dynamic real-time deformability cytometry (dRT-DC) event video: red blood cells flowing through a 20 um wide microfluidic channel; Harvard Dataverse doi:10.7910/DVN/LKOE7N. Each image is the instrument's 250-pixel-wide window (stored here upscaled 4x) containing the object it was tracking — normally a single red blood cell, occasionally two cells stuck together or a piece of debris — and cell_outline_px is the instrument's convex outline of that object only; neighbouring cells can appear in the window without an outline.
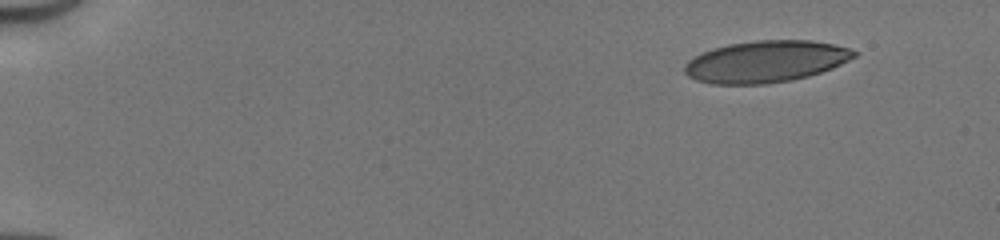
{"species": "human", "species_latin": "Homo sapiens", "temperature_condition": "cold", "stored_images_in_passage": 46, "camera_frame_rate_fps": 3000, "um_per_image_px": 0.085, "donor": {"sex": "male"}, "frame": {"image": 1, "passage_image": 1, "time_ms": 0.0, "image_size_px": [1000, 240], "cell_outline_px": [[856, 56], [832, 68], [808, 76], [792, 80], [764, 84], [712, 84], [696, 80], [688, 76], [684, 72], [684, 64], [692, 56], [712, 48], [728, 44], [756, 40], [812, 40], [832, 44], [848, 48], [856, 52]], "centroid_in_image_um": [65.03, 5.23], "position_along_channel_um": 20.0, "area_um2": 41.27}}
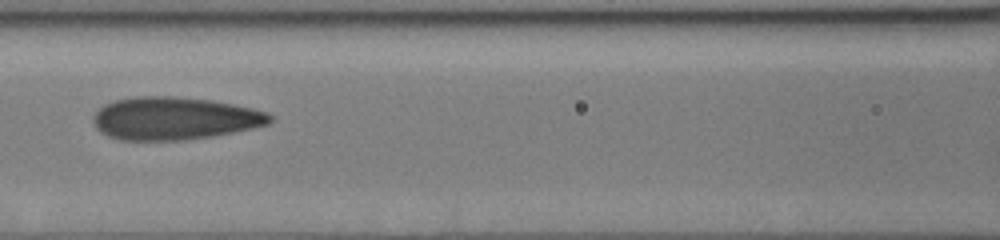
{"frame": {"image": 2, "passage_image": 20, "time_ms": 6.333, "image_size_px": [1000, 240], "cell_outline_px": [[272, 120], [268, 124], [252, 128], [216, 136], [184, 140], [120, 140], [108, 136], [100, 132], [96, 128], [92, 120], [92, 116], [104, 104], [112, 100], [136, 96], [172, 96], [212, 100], [252, 108], [268, 112], [272, 116]], "centroid_in_image_um": [14.8, 10.06], "position_along_channel_um": 151.8, "area_um2": 44.33}}
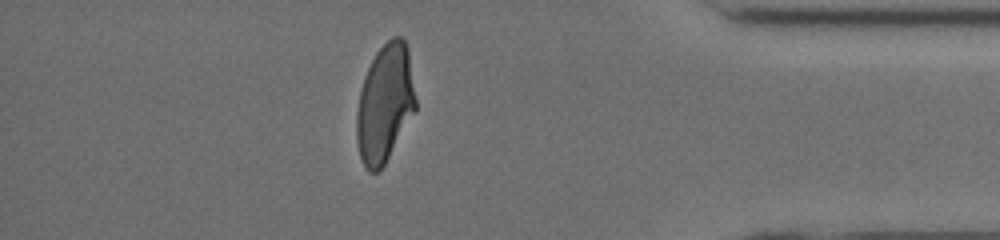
{"frame": {"image": 3, "passage_image": 40, "time_ms": 13.0, "image_size_px": [1000, 240], "cell_outline_px": [[416, 112], [384, 164], [376, 172], [368, 172], [360, 156], [356, 140], [356, 112], [360, 92], [364, 76], [376, 52], [392, 36], [400, 36], [404, 40], [408, 48], [416, 100]], "centroid_in_image_um": [32.72, 8.79], "position_along_channel_um": 402.5, "area_um2": 40.58}, "authors_computed_cell_mechanics": {"area_um2": 42.6853, "velocity_mm_per_s": 4.1612, "shape_relaxation_time_tau1_ms": 5.4065, "shape_relaxation_time_tau2_ms": 1.1737, "deformation_change_tau1": 0.2103, "deformation_change_tau2": 0.0972}}